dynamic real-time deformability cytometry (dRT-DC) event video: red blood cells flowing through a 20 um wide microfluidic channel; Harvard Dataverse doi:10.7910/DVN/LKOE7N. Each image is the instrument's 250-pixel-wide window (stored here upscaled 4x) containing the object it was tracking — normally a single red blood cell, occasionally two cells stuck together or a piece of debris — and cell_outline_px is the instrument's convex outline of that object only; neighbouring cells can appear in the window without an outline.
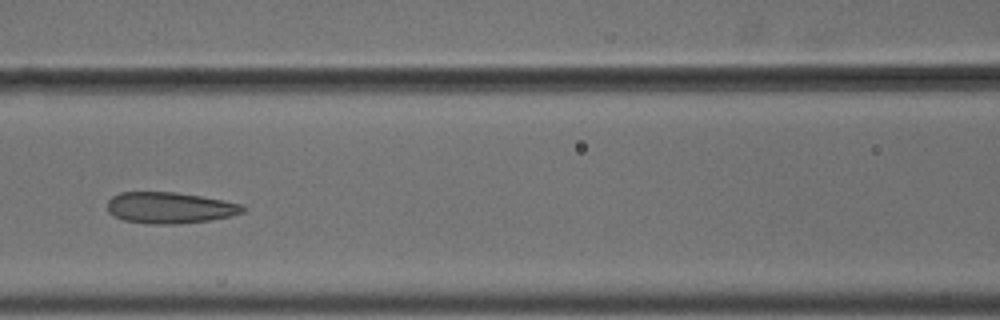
{"species": "common noctule bat (a hibernating species)", "species_latin": "Nyctalus noctula", "temperature_condition": "cold", "stored_images_in_passage": 12, "camera_frame_rate_fps": 3000, "um_per_image_px": 0.085, "animal": {"sex": "male", "body_mass_g": 18.8}, "frame": {"image": 1, "passage_image": 3, "time_ms": 0.667, "image_size_px": [1000, 320], "cell_outline_px": [[244, 212], [228, 216], [208, 220], [176, 224], [148, 224], [124, 220], [108, 212], [108, 200], [112, 196], [120, 192], [176, 192], [224, 200], [240, 204], [244, 208]], "centroid_in_image_um": [14.39, 17.65], "position_along_channel_um": 152.2, "area_um2": 24.45}}
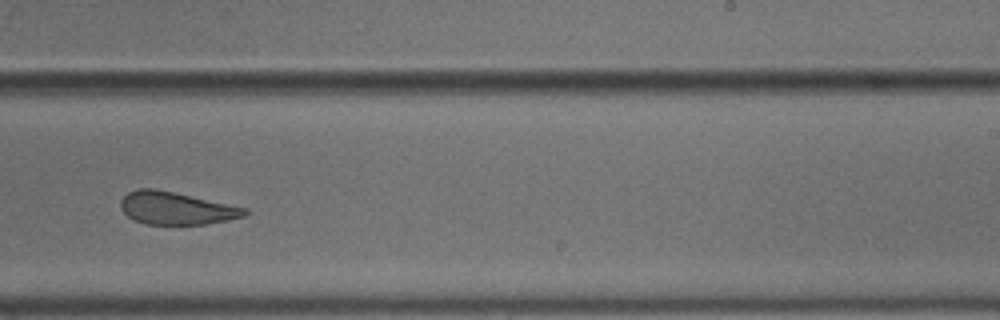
{"frame": {"image": 2, "passage_image": 6, "time_ms": 1.667, "image_size_px": [1000, 320], "cell_outline_px": [[248, 212], [244, 216], [228, 220], [208, 224], [144, 224], [128, 216], [120, 208], [120, 200], [128, 192], [136, 188], [152, 188], [172, 192], [248, 208]], "centroid_in_image_um": [14.96, 17.7], "position_along_channel_um": 274.0, "area_um2": 23.41}}
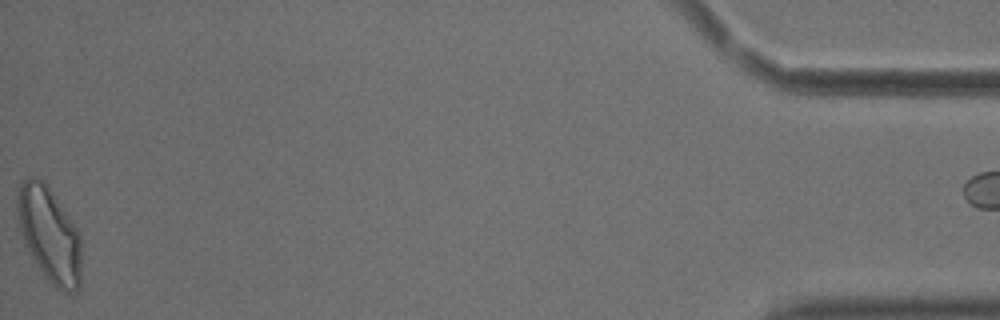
{"frame": {"image": 3, "passage_image": 11, "time_ms": 3.333, "image_size_px": [1000, 320], "cell_outline_px": [[80, 288], [76, 292], [64, 292], [56, 288], [44, 276], [32, 260], [24, 244], [20, 232], [16, 212], [16, 196], [20, 184], [28, 176], [32, 176], [44, 180], [80, 232]], "centroid_in_image_um": [4.17, 19.93], "position_along_channel_um": 431.0, "area_um2": 36.01}}